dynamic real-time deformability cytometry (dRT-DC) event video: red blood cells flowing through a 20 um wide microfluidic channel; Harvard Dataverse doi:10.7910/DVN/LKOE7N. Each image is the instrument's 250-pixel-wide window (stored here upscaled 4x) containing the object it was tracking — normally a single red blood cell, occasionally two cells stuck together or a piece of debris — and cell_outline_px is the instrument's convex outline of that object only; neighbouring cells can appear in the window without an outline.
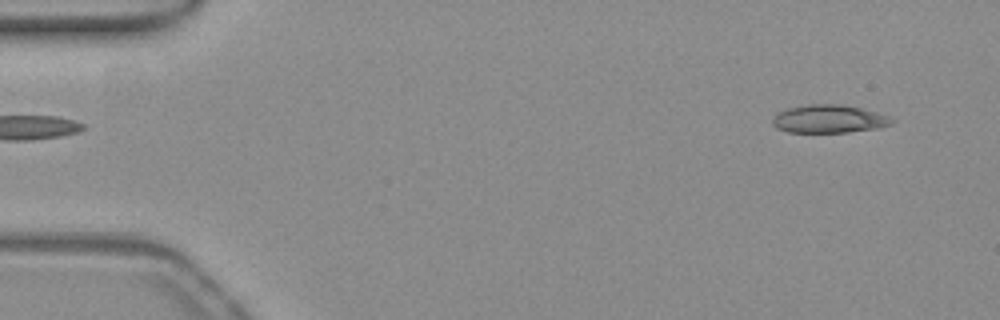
{"species": "common noctule bat (a hibernating species)", "species_latin": "Nyctalus noctula", "temperature_condition": "warm", "stored_images_in_passage": 50, "camera_frame_rate_fps": 3000, "um_per_image_px": 0.085, "animal": {"sex": "female", "body_mass_g": 19.3, "forearm_length_mm": 54.1}, "frame": {"image": 1, "passage_image": 1, "time_ms": 0.0, "image_size_px": [1000, 320], "cell_outline_px": [[896, 120], [892, 124], [880, 128], [848, 132], [788, 132], [776, 128], [772, 124], [772, 120], [780, 112], [788, 108], [808, 104], [840, 104], [860, 108], [876, 112], [888, 116]], "centroid_in_image_um": [70.49, 10.11], "position_along_channel_um": 14.5, "area_um2": 19.48}}
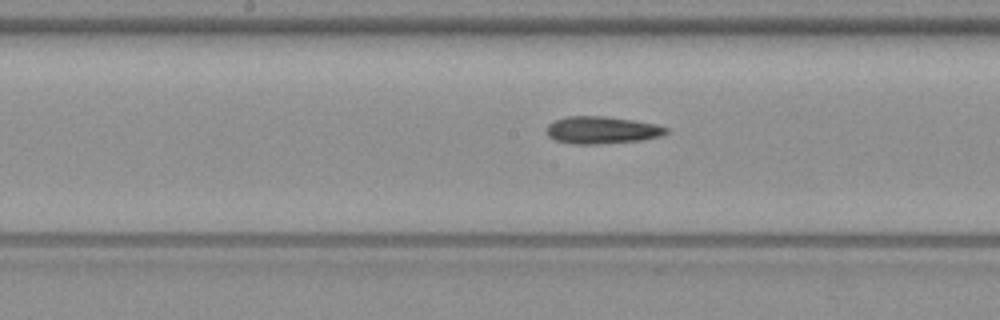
{"frame": {"image": 2, "passage_image": 24, "time_ms": 7.667, "image_size_px": [1000, 320], "cell_outline_px": [[668, 132], [664, 136], [640, 140], [600, 144], [572, 144], [556, 140], [548, 136], [544, 132], [544, 128], [548, 124], [556, 120], [568, 116], [604, 116], [632, 120], [656, 124], [668, 128]], "centroid_in_image_um": [51.14, 11.06], "position_along_channel_um": 197.1, "area_um2": 19.19}}
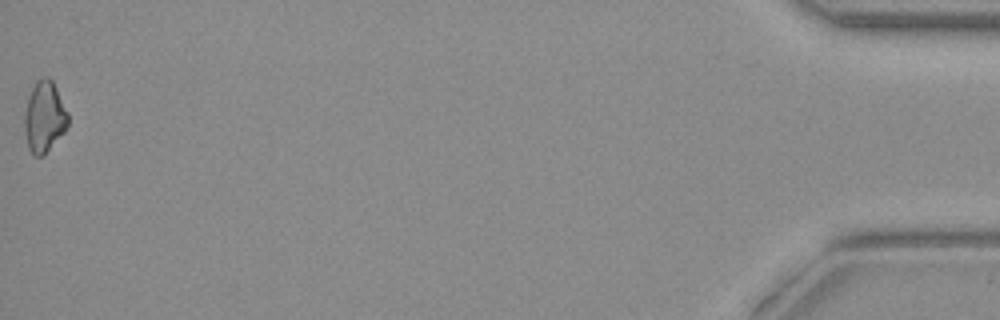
{"frame": {"image": 3, "passage_image": 50, "time_ms": 16.333, "image_size_px": [1000, 320], "cell_outline_px": [[68, 124], [64, 132], [44, 156], [32, 156], [28, 148], [24, 128], [24, 112], [28, 96], [36, 80], [44, 76], [48, 76], [52, 80], [68, 112]], "centroid_in_image_um": [3.75, 9.95], "position_along_channel_um": 431.4, "area_um2": 18.26}, "authors_computed_cell_mechanics": {"area_um2": 18.9006, "velocity_mm_per_s": 3.8984, "shape_relaxation_time_tau1_ms": 3.9363, "shape_relaxation_time_tau2_ms": 10.5747, "deformation_change_tau1": 0.1094, "deformation_change_tau2": 0.2307}}